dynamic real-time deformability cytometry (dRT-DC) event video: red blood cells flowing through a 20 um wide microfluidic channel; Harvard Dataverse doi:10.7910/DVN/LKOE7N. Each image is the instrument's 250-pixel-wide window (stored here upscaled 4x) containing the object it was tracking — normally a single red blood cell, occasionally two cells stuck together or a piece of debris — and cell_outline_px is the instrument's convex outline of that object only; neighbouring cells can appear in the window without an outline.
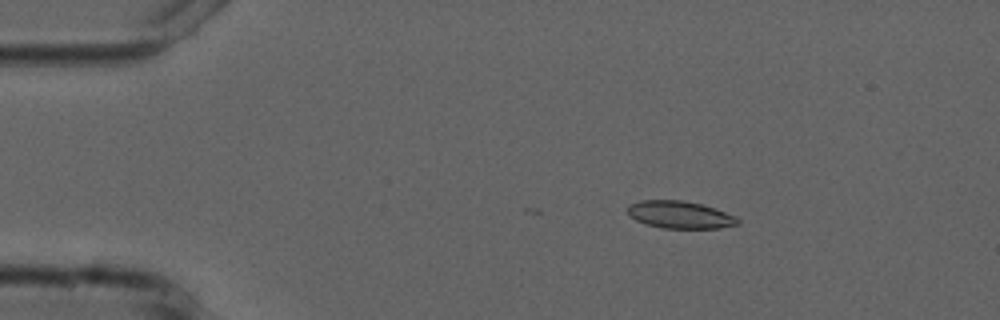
{"species": "common noctule bat (a hibernating species)", "species_latin": "Nyctalus noctula", "temperature_condition": "cold", "stored_images_in_passage": 5, "camera_frame_rate_fps": 3000, "um_per_image_px": 0.085, "animal": {"sex": "male", "forearm_length_mm": 52.5}, "frame": {"image": 1, "passage_image": 3, "time_ms": 2.333, "image_size_px": [1000, 320], "cell_outline_px": [[740, 224], [720, 228], [664, 228], [644, 224], [636, 220], [628, 212], [628, 204], [640, 200], [684, 200], [704, 204], [716, 208], [736, 216], [740, 220]], "centroid_in_image_um": [57.83, 18.24], "position_along_channel_um": 27.2, "area_um2": 17.8}}